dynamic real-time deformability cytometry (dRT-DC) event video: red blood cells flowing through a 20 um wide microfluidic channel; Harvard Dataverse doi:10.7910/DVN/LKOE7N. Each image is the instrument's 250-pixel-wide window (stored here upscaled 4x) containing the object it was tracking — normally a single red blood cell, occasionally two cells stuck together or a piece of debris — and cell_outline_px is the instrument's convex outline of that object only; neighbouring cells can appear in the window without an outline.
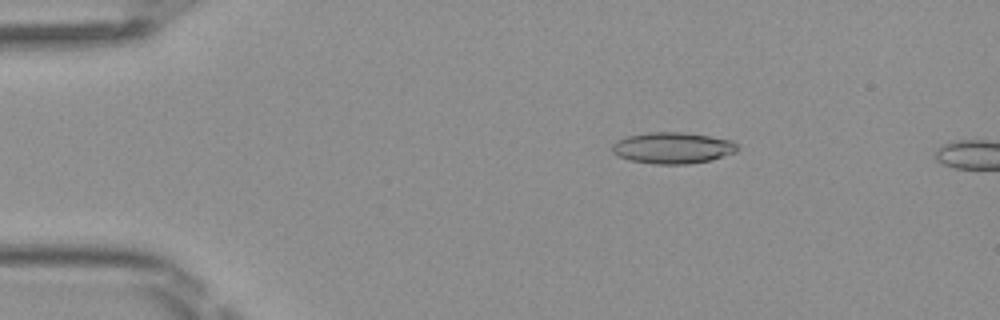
{"species": "Egyptian fruit bat (a non-hibernating species)", "species_latin": "Rousettus aegyptiacus", "temperature_condition": "room temperature", "stored_images_in_passage": 12, "camera_frame_rate_fps": 3000, "um_per_image_px": 0.085, "frame": {"image": 1, "passage_image": 9, "time_ms": 2.667, "image_size_px": [1000, 320], "cell_outline_px": [[736, 152], [712, 160], [688, 164], [656, 164], [628, 160], [612, 152], [612, 144], [616, 140], [628, 136], [648, 132], [680, 132], [708, 136], [732, 140], [736, 144]], "centroid_in_image_um": [57.15, 12.57], "position_along_channel_um": 27.8, "area_um2": 22.77}}